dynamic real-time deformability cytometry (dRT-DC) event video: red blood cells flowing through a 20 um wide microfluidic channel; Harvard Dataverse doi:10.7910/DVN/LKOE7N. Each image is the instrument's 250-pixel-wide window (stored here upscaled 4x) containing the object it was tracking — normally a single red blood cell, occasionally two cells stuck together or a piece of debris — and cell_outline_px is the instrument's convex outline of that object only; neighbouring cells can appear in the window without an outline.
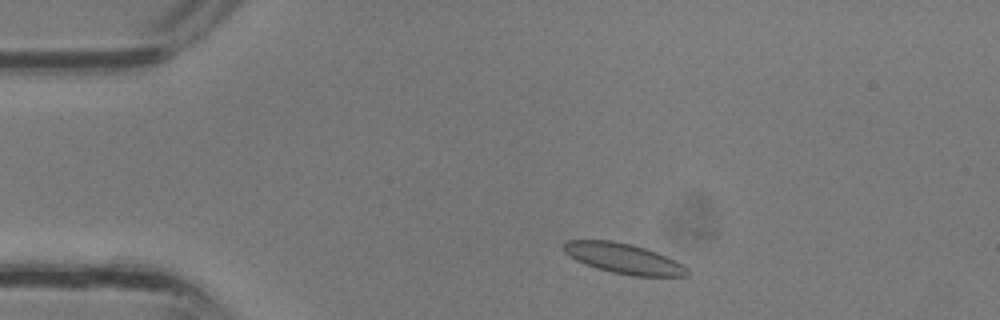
{"species": "common noctule bat (a hibernating species)", "species_latin": "Nyctalus noctula", "temperature_condition": "room temperature", "stored_images_in_passage": 7, "camera_frame_rate_fps": 3000, "um_per_image_px": 0.085, "animal": {"sex": "male", "body_mass_g": 13.3}, "frame": {"image": 1, "passage_image": 3, "time_ms": 0.667, "image_size_px": [1000, 320], "cell_outline_px": [[692, 272], [688, 276], [632, 276], [612, 272], [596, 268], [576, 260], [564, 252], [564, 244], [568, 240], [612, 240], [644, 248], [656, 252], [688, 268]], "centroid_in_image_um": [53.0, 21.98], "position_along_channel_um": 32.0, "area_um2": 21.44}}